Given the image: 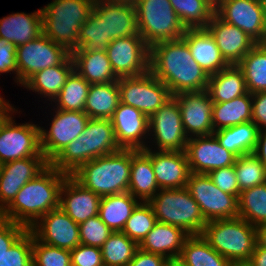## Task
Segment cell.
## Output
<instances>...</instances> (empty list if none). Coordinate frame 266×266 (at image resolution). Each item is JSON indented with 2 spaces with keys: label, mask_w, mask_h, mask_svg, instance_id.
Masks as SVG:
<instances>
[{
  "label": "cell",
  "mask_w": 266,
  "mask_h": 266,
  "mask_svg": "<svg viewBox=\"0 0 266 266\" xmlns=\"http://www.w3.org/2000/svg\"><path fill=\"white\" fill-rule=\"evenodd\" d=\"M149 71L169 88L172 96L204 91L209 81V75L193 59L183 38L152 45Z\"/></svg>",
  "instance_id": "cell-1"
},
{
  "label": "cell",
  "mask_w": 266,
  "mask_h": 266,
  "mask_svg": "<svg viewBox=\"0 0 266 266\" xmlns=\"http://www.w3.org/2000/svg\"><path fill=\"white\" fill-rule=\"evenodd\" d=\"M67 176L49 165L19 190L0 215L30 230L42 216L59 207L61 186Z\"/></svg>",
  "instance_id": "cell-2"
},
{
  "label": "cell",
  "mask_w": 266,
  "mask_h": 266,
  "mask_svg": "<svg viewBox=\"0 0 266 266\" xmlns=\"http://www.w3.org/2000/svg\"><path fill=\"white\" fill-rule=\"evenodd\" d=\"M111 119L90 118L83 132L51 161L50 165L67 175L100 156L120 150Z\"/></svg>",
  "instance_id": "cell-3"
},
{
  "label": "cell",
  "mask_w": 266,
  "mask_h": 266,
  "mask_svg": "<svg viewBox=\"0 0 266 266\" xmlns=\"http://www.w3.org/2000/svg\"><path fill=\"white\" fill-rule=\"evenodd\" d=\"M131 149H120L81 165L71 176L100 197L128 192Z\"/></svg>",
  "instance_id": "cell-4"
},
{
  "label": "cell",
  "mask_w": 266,
  "mask_h": 266,
  "mask_svg": "<svg viewBox=\"0 0 266 266\" xmlns=\"http://www.w3.org/2000/svg\"><path fill=\"white\" fill-rule=\"evenodd\" d=\"M95 0H53L43 9V34L72 53Z\"/></svg>",
  "instance_id": "cell-5"
},
{
  "label": "cell",
  "mask_w": 266,
  "mask_h": 266,
  "mask_svg": "<svg viewBox=\"0 0 266 266\" xmlns=\"http://www.w3.org/2000/svg\"><path fill=\"white\" fill-rule=\"evenodd\" d=\"M201 235L232 263H247L257 243L256 226L240 217L209 221Z\"/></svg>",
  "instance_id": "cell-6"
},
{
  "label": "cell",
  "mask_w": 266,
  "mask_h": 266,
  "mask_svg": "<svg viewBox=\"0 0 266 266\" xmlns=\"http://www.w3.org/2000/svg\"><path fill=\"white\" fill-rule=\"evenodd\" d=\"M148 203L157 221L179 227L188 235H201L207 224L186 188L160 189Z\"/></svg>",
  "instance_id": "cell-7"
},
{
  "label": "cell",
  "mask_w": 266,
  "mask_h": 266,
  "mask_svg": "<svg viewBox=\"0 0 266 266\" xmlns=\"http://www.w3.org/2000/svg\"><path fill=\"white\" fill-rule=\"evenodd\" d=\"M134 5L138 33L149 47L182 38L186 29L169 0H138Z\"/></svg>",
  "instance_id": "cell-8"
},
{
  "label": "cell",
  "mask_w": 266,
  "mask_h": 266,
  "mask_svg": "<svg viewBox=\"0 0 266 266\" xmlns=\"http://www.w3.org/2000/svg\"><path fill=\"white\" fill-rule=\"evenodd\" d=\"M120 102L130 105L150 118L172 98L169 88L150 71L139 76L118 79Z\"/></svg>",
  "instance_id": "cell-9"
},
{
  "label": "cell",
  "mask_w": 266,
  "mask_h": 266,
  "mask_svg": "<svg viewBox=\"0 0 266 266\" xmlns=\"http://www.w3.org/2000/svg\"><path fill=\"white\" fill-rule=\"evenodd\" d=\"M185 188L198 203L206 222L239 217L237 198L220 190L208 174L190 173Z\"/></svg>",
  "instance_id": "cell-10"
},
{
  "label": "cell",
  "mask_w": 266,
  "mask_h": 266,
  "mask_svg": "<svg viewBox=\"0 0 266 266\" xmlns=\"http://www.w3.org/2000/svg\"><path fill=\"white\" fill-rule=\"evenodd\" d=\"M10 113L0 122V164L28 157H45L40 145V126L16 125Z\"/></svg>",
  "instance_id": "cell-11"
},
{
  "label": "cell",
  "mask_w": 266,
  "mask_h": 266,
  "mask_svg": "<svg viewBox=\"0 0 266 266\" xmlns=\"http://www.w3.org/2000/svg\"><path fill=\"white\" fill-rule=\"evenodd\" d=\"M70 54L44 34L16 47L18 82L23 85L35 73L60 65Z\"/></svg>",
  "instance_id": "cell-12"
},
{
  "label": "cell",
  "mask_w": 266,
  "mask_h": 266,
  "mask_svg": "<svg viewBox=\"0 0 266 266\" xmlns=\"http://www.w3.org/2000/svg\"><path fill=\"white\" fill-rule=\"evenodd\" d=\"M105 50L118 78L139 76L149 71L150 47L139 33L114 39Z\"/></svg>",
  "instance_id": "cell-13"
},
{
  "label": "cell",
  "mask_w": 266,
  "mask_h": 266,
  "mask_svg": "<svg viewBox=\"0 0 266 266\" xmlns=\"http://www.w3.org/2000/svg\"><path fill=\"white\" fill-rule=\"evenodd\" d=\"M215 14L237 26L256 43L266 39V18L260 0H216Z\"/></svg>",
  "instance_id": "cell-14"
},
{
  "label": "cell",
  "mask_w": 266,
  "mask_h": 266,
  "mask_svg": "<svg viewBox=\"0 0 266 266\" xmlns=\"http://www.w3.org/2000/svg\"><path fill=\"white\" fill-rule=\"evenodd\" d=\"M49 131L40 127L42 153L50 162L69 143L83 132L90 117L84 111H65L58 109Z\"/></svg>",
  "instance_id": "cell-15"
},
{
  "label": "cell",
  "mask_w": 266,
  "mask_h": 266,
  "mask_svg": "<svg viewBox=\"0 0 266 266\" xmlns=\"http://www.w3.org/2000/svg\"><path fill=\"white\" fill-rule=\"evenodd\" d=\"M151 130V131H150ZM149 132L154 133L159 151H185L187 137L177 101L172 97L149 118Z\"/></svg>",
  "instance_id": "cell-16"
},
{
  "label": "cell",
  "mask_w": 266,
  "mask_h": 266,
  "mask_svg": "<svg viewBox=\"0 0 266 266\" xmlns=\"http://www.w3.org/2000/svg\"><path fill=\"white\" fill-rule=\"evenodd\" d=\"M190 173L209 172L235 164L237 156L222 147L212 134L189 137L185 149Z\"/></svg>",
  "instance_id": "cell-17"
},
{
  "label": "cell",
  "mask_w": 266,
  "mask_h": 266,
  "mask_svg": "<svg viewBox=\"0 0 266 266\" xmlns=\"http://www.w3.org/2000/svg\"><path fill=\"white\" fill-rule=\"evenodd\" d=\"M30 231L40 242L53 247L71 251L80 244L79 224L60 207L42 216Z\"/></svg>",
  "instance_id": "cell-18"
},
{
  "label": "cell",
  "mask_w": 266,
  "mask_h": 266,
  "mask_svg": "<svg viewBox=\"0 0 266 266\" xmlns=\"http://www.w3.org/2000/svg\"><path fill=\"white\" fill-rule=\"evenodd\" d=\"M172 97L177 101L180 108L182 124L187 137L213 134V101L210 99V95L206 90L200 92H183Z\"/></svg>",
  "instance_id": "cell-19"
},
{
  "label": "cell",
  "mask_w": 266,
  "mask_h": 266,
  "mask_svg": "<svg viewBox=\"0 0 266 266\" xmlns=\"http://www.w3.org/2000/svg\"><path fill=\"white\" fill-rule=\"evenodd\" d=\"M49 165L46 157H28L0 164V212L28 181L36 178Z\"/></svg>",
  "instance_id": "cell-20"
},
{
  "label": "cell",
  "mask_w": 266,
  "mask_h": 266,
  "mask_svg": "<svg viewBox=\"0 0 266 266\" xmlns=\"http://www.w3.org/2000/svg\"><path fill=\"white\" fill-rule=\"evenodd\" d=\"M118 146L122 149L143 150L142 138L149 132V118L138 109L120 102L111 118Z\"/></svg>",
  "instance_id": "cell-21"
},
{
  "label": "cell",
  "mask_w": 266,
  "mask_h": 266,
  "mask_svg": "<svg viewBox=\"0 0 266 266\" xmlns=\"http://www.w3.org/2000/svg\"><path fill=\"white\" fill-rule=\"evenodd\" d=\"M143 151L151 158L159 189L185 188L190 174L185 151Z\"/></svg>",
  "instance_id": "cell-22"
},
{
  "label": "cell",
  "mask_w": 266,
  "mask_h": 266,
  "mask_svg": "<svg viewBox=\"0 0 266 266\" xmlns=\"http://www.w3.org/2000/svg\"><path fill=\"white\" fill-rule=\"evenodd\" d=\"M206 29L214 38L219 51L229 65H237L242 58L257 44L237 26L212 16Z\"/></svg>",
  "instance_id": "cell-23"
},
{
  "label": "cell",
  "mask_w": 266,
  "mask_h": 266,
  "mask_svg": "<svg viewBox=\"0 0 266 266\" xmlns=\"http://www.w3.org/2000/svg\"><path fill=\"white\" fill-rule=\"evenodd\" d=\"M93 9L104 21L105 40L109 43L117 38L138 34L134 4L95 0Z\"/></svg>",
  "instance_id": "cell-24"
},
{
  "label": "cell",
  "mask_w": 266,
  "mask_h": 266,
  "mask_svg": "<svg viewBox=\"0 0 266 266\" xmlns=\"http://www.w3.org/2000/svg\"><path fill=\"white\" fill-rule=\"evenodd\" d=\"M100 199L99 195L68 175L61 186L59 207L74 222L80 224L98 215Z\"/></svg>",
  "instance_id": "cell-25"
},
{
  "label": "cell",
  "mask_w": 266,
  "mask_h": 266,
  "mask_svg": "<svg viewBox=\"0 0 266 266\" xmlns=\"http://www.w3.org/2000/svg\"><path fill=\"white\" fill-rule=\"evenodd\" d=\"M182 38L186 41L193 59L208 75L229 66L206 28L186 29Z\"/></svg>",
  "instance_id": "cell-26"
},
{
  "label": "cell",
  "mask_w": 266,
  "mask_h": 266,
  "mask_svg": "<svg viewBox=\"0 0 266 266\" xmlns=\"http://www.w3.org/2000/svg\"><path fill=\"white\" fill-rule=\"evenodd\" d=\"M188 236L179 227L157 221L153 229L139 244V249L144 252L162 255L168 260L178 259L184 241Z\"/></svg>",
  "instance_id": "cell-27"
},
{
  "label": "cell",
  "mask_w": 266,
  "mask_h": 266,
  "mask_svg": "<svg viewBox=\"0 0 266 266\" xmlns=\"http://www.w3.org/2000/svg\"><path fill=\"white\" fill-rule=\"evenodd\" d=\"M43 34L41 9L32 14L14 13L0 19V38L16 47Z\"/></svg>",
  "instance_id": "cell-28"
},
{
  "label": "cell",
  "mask_w": 266,
  "mask_h": 266,
  "mask_svg": "<svg viewBox=\"0 0 266 266\" xmlns=\"http://www.w3.org/2000/svg\"><path fill=\"white\" fill-rule=\"evenodd\" d=\"M159 191L151 158L143 150L131 149V173L128 192L148 202Z\"/></svg>",
  "instance_id": "cell-29"
},
{
  "label": "cell",
  "mask_w": 266,
  "mask_h": 266,
  "mask_svg": "<svg viewBox=\"0 0 266 266\" xmlns=\"http://www.w3.org/2000/svg\"><path fill=\"white\" fill-rule=\"evenodd\" d=\"M206 91L213 103L230 101L248 92L245 77L238 65H229L209 75Z\"/></svg>",
  "instance_id": "cell-30"
},
{
  "label": "cell",
  "mask_w": 266,
  "mask_h": 266,
  "mask_svg": "<svg viewBox=\"0 0 266 266\" xmlns=\"http://www.w3.org/2000/svg\"><path fill=\"white\" fill-rule=\"evenodd\" d=\"M74 70L90 84H105L118 81L112 70L106 50L92 53H71Z\"/></svg>",
  "instance_id": "cell-31"
},
{
  "label": "cell",
  "mask_w": 266,
  "mask_h": 266,
  "mask_svg": "<svg viewBox=\"0 0 266 266\" xmlns=\"http://www.w3.org/2000/svg\"><path fill=\"white\" fill-rule=\"evenodd\" d=\"M73 71L74 62L70 54L60 65L43 69L32 75L23 86L45 95L44 97H51L53 101Z\"/></svg>",
  "instance_id": "cell-32"
},
{
  "label": "cell",
  "mask_w": 266,
  "mask_h": 266,
  "mask_svg": "<svg viewBox=\"0 0 266 266\" xmlns=\"http://www.w3.org/2000/svg\"><path fill=\"white\" fill-rule=\"evenodd\" d=\"M252 121V97L244 95L212 105V126L214 131Z\"/></svg>",
  "instance_id": "cell-33"
},
{
  "label": "cell",
  "mask_w": 266,
  "mask_h": 266,
  "mask_svg": "<svg viewBox=\"0 0 266 266\" xmlns=\"http://www.w3.org/2000/svg\"><path fill=\"white\" fill-rule=\"evenodd\" d=\"M138 204L137 198L129 192L104 196L100 199L98 215L112 232H122Z\"/></svg>",
  "instance_id": "cell-34"
},
{
  "label": "cell",
  "mask_w": 266,
  "mask_h": 266,
  "mask_svg": "<svg viewBox=\"0 0 266 266\" xmlns=\"http://www.w3.org/2000/svg\"><path fill=\"white\" fill-rule=\"evenodd\" d=\"M119 103L118 81L105 84H91L84 112L90 118L111 119Z\"/></svg>",
  "instance_id": "cell-35"
},
{
  "label": "cell",
  "mask_w": 266,
  "mask_h": 266,
  "mask_svg": "<svg viewBox=\"0 0 266 266\" xmlns=\"http://www.w3.org/2000/svg\"><path fill=\"white\" fill-rule=\"evenodd\" d=\"M258 133V127L250 121L214 131L213 135L222 147L239 157L254 152Z\"/></svg>",
  "instance_id": "cell-36"
},
{
  "label": "cell",
  "mask_w": 266,
  "mask_h": 266,
  "mask_svg": "<svg viewBox=\"0 0 266 266\" xmlns=\"http://www.w3.org/2000/svg\"><path fill=\"white\" fill-rule=\"evenodd\" d=\"M178 259L185 266H232L233 263L217 253L202 235H189Z\"/></svg>",
  "instance_id": "cell-37"
},
{
  "label": "cell",
  "mask_w": 266,
  "mask_h": 266,
  "mask_svg": "<svg viewBox=\"0 0 266 266\" xmlns=\"http://www.w3.org/2000/svg\"><path fill=\"white\" fill-rule=\"evenodd\" d=\"M251 94L266 91V44L257 43L237 64Z\"/></svg>",
  "instance_id": "cell-38"
},
{
  "label": "cell",
  "mask_w": 266,
  "mask_h": 266,
  "mask_svg": "<svg viewBox=\"0 0 266 266\" xmlns=\"http://www.w3.org/2000/svg\"><path fill=\"white\" fill-rule=\"evenodd\" d=\"M185 29L206 28L215 14L210 0H169Z\"/></svg>",
  "instance_id": "cell-39"
},
{
  "label": "cell",
  "mask_w": 266,
  "mask_h": 266,
  "mask_svg": "<svg viewBox=\"0 0 266 266\" xmlns=\"http://www.w3.org/2000/svg\"><path fill=\"white\" fill-rule=\"evenodd\" d=\"M237 200L240 218L254 226L266 223V183L242 190Z\"/></svg>",
  "instance_id": "cell-40"
},
{
  "label": "cell",
  "mask_w": 266,
  "mask_h": 266,
  "mask_svg": "<svg viewBox=\"0 0 266 266\" xmlns=\"http://www.w3.org/2000/svg\"><path fill=\"white\" fill-rule=\"evenodd\" d=\"M105 266H128L139 245L122 232H112L100 247Z\"/></svg>",
  "instance_id": "cell-41"
},
{
  "label": "cell",
  "mask_w": 266,
  "mask_h": 266,
  "mask_svg": "<svg viewBox=\"0 0 266 266\" xmlns=\"http://www.w3.org/2000/svg\"><path fill=\"white\" fill-rule=\"evenodd\" d=\"M110 43L105 40L104 21L92 9L85 23L80 28L77 40V49L72 53H92L105 50Z\"/></svg>",
  "instance_id": "cell-42"
},
{
  "label": "cell",
  "mask_w": 266,
  "mask_h": 266,
  "mask_svg": "<svg viewBox=\"0 0 266 266\" xmlns=\"http://www.w3.org/2000/svg\"><path fill=\"white\" fill-rule=\"evenodd\" d=\"M90 85V83L74 70L67 78L66 83L53 102H58V109L65 111H84Z\"/></svg>",
  "instance_id": "cell-43"
},
{
  "label": "cell",
  "mask_w": 266,
  "mask_h": 266,
  "mask_svg": "<svg viewBox=\"0 0 266 266\" xmlns=\"http://www.w3.org/2000/svg\"><path fill=\"white\" fill-rule=\"evenodd\" d=\"M234 169L240 191L266 183L265 166L254 153L237 157Z\"/></svg>",
  "instance_id": "cell-44"
},
{
  "label": "cell",
  "mask_w": 266,
  "mask_h": 266,
  "mask_svg": "<svg viewBox=\"0 0 266 266\" xmlns=\"http://www.w3.org/2000/svg\"><path fill=\"white\" fill-rule=\"evenodd\" d=\"M156 222L157 219L149 203L140 202L126 221L122 233L139 245Z\"/></svg>",
  "instance_id": "cell-45"
},
{
  "label": "cell",
  "mask_w": 266,
  "mask_h": 266,
  "mask_svg": "<svg viewBox=\"0 0 266 266\" xmlns=\"http://www.w3.org/2000/svg\"><path fill=\"white\" fill-rule=\"evenodd\" d=\"M33 266H72L70 250L40 242L32 233Z\"/></svg>",
  "instance_id": "cell-46"
},
{
  "label": "cell",
  "mask_w": 266,
  "mask_h": 266,
  "mask_svg": "<svg viewBox=\"0 0 266 266\" xmlns=\"http://www.w3.org/2000/svg\"><path fill=\"white\" fill-rule=\"evenodd\" d=\"M0 266H33L32 232L27 230L1 257Z\"/></svg>",
  "instance_id": "cell-47"
},
{
  "label": "cell",
  "mask_w": 266,
  "mask_h": 266,
  "mask_svg": "<svg viewBox=\"0 0 266 266\" xmlns=\"http://www.w3.org/2000/svg\"><path fill=\"white\" fill-rule=\"evenodd\" d=\"M80 244L101 247L109 238L112 230L100 219L99 215L79 224Z\"/></svg>",
  "instance_id": "cell-48"
},
{
  "label": "cell",
  "mask_w": 266,
  "mask_h": 266,
  "mask_svg": "<svg viewBox=\"0 0 266 266\" xmlns=\"http://www.w3.org/2000/svg\"><path fill=\"white\" fill-rule=\"evenodd\" d=\"M208 176L220 190L234 195L238 199L241 191L239 189L234 165L215 169L209 172Z\"/></svg>",
  "instance_id": "cell-49"
},
{
  "label": "cell",
  "mask_w": 266,
  "mask_h": 266,
  "mask_svg": "<svg viewBox=\"0 0 266 266\" xmlns=\"http://www.w3.org/2000/svg\"><path fill=\"white\" fill-rule=\"evenodd\" d=\"M70 255L72 266H103L99 247L79 244L70 251Z\"/></svg>",
  "instance_id": "cell-50"
},
{
  "label": "cell",
  "mask_w": 266,
  "mask_h": 266,
  "mask_svg": "<svg viewBox=\"0 0 266 266\" xmlns=\"http://www.w3.org/2000/svg\"><path fill=\"white\" fill-rule=\"evenodd\" d=\"M20 224L0 215V257L27 231Z\"/></svg>",
  "instance_id": "cell-51"
},
{
  "label": "cell",
  "mask_w": 266,
  "mask_h": 266,
  "mask_svg": "<svg viewBox=\"0 0 266 266\" xmlns=\"http://www.w3.org/2000/svg\"><path fill=\"white\" fill-rule=\"evenodd\" d=\"M15 72L18 82V68L16 64V46L0 38V73Z\"/></svg>",
  "instance_id": "cell-52"
},
{
  "label": "cell",
  "mask_w": 266,
  "mask_h": 266,
  "mask_svg": "<svg viewBox=\"0 0 266 266\" xmlns=\"http://www.w3.org/2000/svg\"><path fill=\"white\" fill-rule=\"evenodd\" d=\"M251 97L252 122L258 127L259 131L263 128V130H266V91L253 93Z\"/></svg>",
  "instance_id": "cell-53"
},
{
  "label": "cell",
  "mask_w": 266,
  "mask_h": 266,
  "mask_svg": "<svg viewBox=\"0 0 266 266\" xmlns=\"http://www.w3.org/2000/svg\"><path fill=\"white\" fill-rule=\"evenodd\" d=\"M167 258L162 255L144 252L138 249L128 266H164Z\"/></svg>",
  "instance_id": "cell-54"
},
{
  "label": "cell",
  "mask_w": 266,
  "mask_h": 266,
  "mask_svg": "<svg viewBox=\"0 0 266 266\" xmlns=\"http://www.w3.org/2000/svg\"><path fill=\"white\" fill-rule=\"evenodd\" d=\"M253 153L259 158L266 169V130L259 131L258 140Z\"/></svg>",
  "instance_id": "cell-55"
},
{
  "label": "cell",
  "mask_w": 266,
  "mask_h": 266,
  "mask_svg": "<svg viewBox=\"0 0 266 266\" xmlns=\"http://www.w3.org/2000/svg\"><path fill=\"white\" fill-rule=\"evenodd\" d=\"M250 266H266V248L255 245L250 260L247 262Z\"/></svg>",
  "instance_id": "cell-56"
},
{
  "label": "cell",
  "mask_w": 266,
  "mask_h": 266,
  "mask_svg": "<svg viewBox=\"0 0 266 266\" xmlns=\"http://www.w3.org/2000/svg\"><path fill=\"white\" fill-rule=\"evenodd\" d=\"M257 244L266 248V223L256 226Z\"/></svg>",
  "instance_id": "cell-57"
},
{
  "label": "cell",
  "mask_w": 266,
  "mask_h": 266,
  "mask_svg": "<svg viewBox=\"0 0 266 266\" xmlns=\"http://www.w3.org/2000/svg\"><path fill=\"white\" fill-rule=\"evenodd\" d=\"M14 109V111H13ZM15 112V108H13L9 102H6L1 96H0V115H8L9 112Z\"/></svg>",
  "instance_id": "cell-58"
},
{
  "label": "cell",
  "mask_w": 266,
  "mask_h": 266,
  "mask_svg": "<svg viewBox=\"0 0 266 266\" xmlns=\"http://www.w3.org/2000/svg\"><path fill=\"white\" fill-rule=\"evenodd\" d=\"M169 266H185L179 259H170Z\"/></svg>",
  "instance_id": "cell-59"
},
{
  "label": "cell",
  "mask_w": 266,
  "mask_h": 266,
  "mask_svg": "<svg viewBox=\"0 0 266 266\" xmlns=\"http://www.w3.org/2000/svg\"><path fill=\"white\" fill-rule=\"evenodd\" d=\"M109 1L135 4L138 0H109Z\"/></svg>",
  "instance_id": "cell-60"
},
{
  "label": "cell",
  "mask_w": 266,
  "mask_h": 266,
  "mask_svg": "<svg viewBox=\"0 0 266 266\" xmlns=\"http://www.w3.org/2000/svg\"><path fill=\"white\" fill-rule=\"evenodd\" d=\"M261 5H262V9L266 18V0H260Z\"/></svg>",
  "instance_id": "cell-61"
},
{
  "label": "cell",
  "mask_w": 266,
  "mask_h": 266,
  "mask_svg": "<svg viewBox=\"0 0 266 266\" xmlns=\"http://www.w3.org/2000/svg\"><path fill=\"white\" fill-rule=\"evenodd\" d=\"M232 266H250L248 263H233Z\"/></svg>",
  "instance_id": "cell-62"
},
{
  "label": "cell",
  "mask_w": 266,
  "mask_h": 266,
  "mask_svg": "<svg viewBox=\"0 0 266 266\" xmlns=\"http://www.w3.org/2000/svg\"><path fill=\"white\" fill-rule=\"evenodd\" d=\"M7 115H0V122H1V120L4 118V117H6Z\"/></svg>",
  "instance_id": "cell-63"
},
{
  "label": "cell",
  "mask_w": 266,
  "mask_h": 266,
  "mask_svg": "<svg viewBox=\"0 0 266 266\" xmlns=\"http://www.w3.org/2000/svg\"><path fill=\"white\" fill-rule=\"evenodd\" d=\"M164 266H169V260H167Z\"/></svg>",
  "instance_id": "cell-64"
},
{
  "label": "cell",
  "mask_w": 266,
  "mask_h": 266,
  "mask_svg": "<svg viewBox=\"0 0 266 266\" xmlns=\"http://www.w3.org/2000/svg\"><path fill=\"white\" fill-rule=\"evenodd\" d=\"M214 5L216 4V0H210Z\"/></svg>",
  "instance_id": "cell-65"
}]
</instances>
